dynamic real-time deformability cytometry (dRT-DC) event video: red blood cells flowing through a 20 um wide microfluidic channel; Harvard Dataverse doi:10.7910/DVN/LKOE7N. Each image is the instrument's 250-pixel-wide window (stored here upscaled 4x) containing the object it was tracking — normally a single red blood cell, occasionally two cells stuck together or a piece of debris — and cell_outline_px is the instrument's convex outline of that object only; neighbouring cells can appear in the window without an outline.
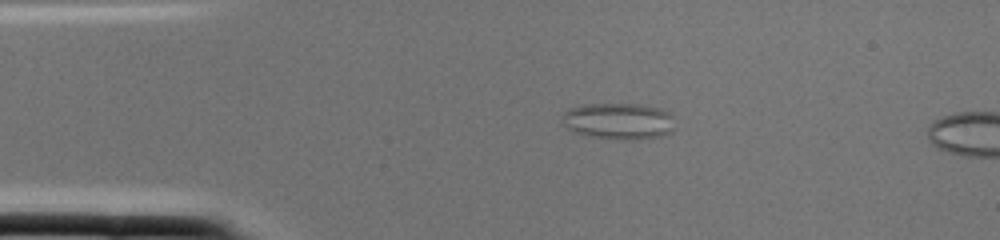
{"species": "common noctule bat (a hibernating species)", "species_latin": "Nyctalus noctula", "temperature_condition": "cold", "stored_images_in_passage": 2, "camera_frame_rate_fps": 3000, "um_per_image_px": 0.085, "animal": {"sex": "female", "body_mass_g": 22.0, "forearm_length_mm": 56.7}, "frame": {"image": 1, "passage_image": 1, "time_ms": 0.0, "image_size_px": [1000, 240], "cell_outline_px": [[672, 132], [660, 136], [636, 140], [616, 140], [588, 136], [572, 132], [560, 124], [560, 116], [568, 108], [580, 104], [644, 104], [660, 108], [672, 112]], "centroid_in_image_um": [52.51, 10.29], "position_along_channel_um": 32.5, "area_um2": 24.74}}